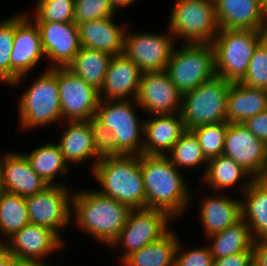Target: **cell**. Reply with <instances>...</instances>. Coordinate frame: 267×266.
I'll return each instance as SVG.
<instances>
[{
	"label": "cell",
	"mask_w": 267,
	"mask_h": 266,
	"mask_svg": "<svg viewBox=\"0 0 267 266\" xmlns=\"http://www.w3.org/2000/svg\"><path fill=\"white\" fill-rule=\"evenodd\" d=\"M26 15L22 13L15 16V35L10 57V85L15 86L45 56L39 28Z\"/></svg>",
	"instance_id": "14"
},
{
	"label": "cell",
	"mask_w": 267,
	"mask_h": 266,
	"mask_svg": "<svg viewBox=\"0 0 267 266\" xmlns=\"http://www.w3.org/2000/svg\"><path fill=\"white\" fill-rule=\"evenodd\" d=\"M228 122L207 124L191 129L207 160L223 154Z\"/></svg>",
	"instance_id": "35"
},
{
	"label": "cell",
	"mask_w": 267,
	"mask_h": 266,
	"mask_svg": "<svg viewBox=\"0 0 267 266\" xmlns=\"http://www.w3.org/2000/svg\"><path fill=\"white\" fill-rule=\"evenodd\" d=\"M62 119L94 120L99 92L67 67L57 68Z\"/></svg>",
	"instance_id": "11"
},
{
	"label": "cell",
	"mask_w": 267,
	"mask_h": 266,
	"mask_svg": "<svg viewBox=\"0 0 267 266\" xmlns=\"http://www.w3.org/2000/svg\"><path fill=\"white\" fill-rule=\"evenodd\" d=\"M75 0H38L35 22H74Z\"/></svg>",
	"instance_id": "36"
},
{
	"label": "cell",
	"mask_w": 267,
	"mask_h": 266,
	"mask_svg": "<svg viewBox=\"0 0 267 266\" xmlns=\"http://www.w3.org/2000/svg\"><path fill=\"white\" fill-rule=\"evenodd\" d=\"M231 83L215 76L182 95L180 114L186 130L227 122V103Z\"/></svg>",
	"instance_id": "6"
},
{
	"label": "cell",
	"mask_w": 267,
	"mask_h": 266,
	"mask_svg": "<svg viewBox=\"0 0 267 266\" xmlns=\"http://www.w3.org/2000/svg\"><path fill=\"white\" fill-rule=\"evenodd\" d=\"M175 114H152L144 120L142 154L165 156L186 131L183 118ZM168 151V152H166Z\"/></svg>",
	"instance_id": "21"
},
{
	"label": "cell",
	"mask_w": 267,
	"mask_h": 266,
	"mask_svg": "<svg viewBox=\"0 0 267 266\" xmlns=\"http://www.w3.org/2000/svg\"><path fill=\"white\" fill-rule=\"evenodd\" d=\"M181 47L173 49L165 71L184 95L216 76L215 51L212 44L185 43Z\"/></svg>",
	"instance_id": "7"
},
{
	"label": "cell",
	"mask_w": 267,
	"mask_h": 266,
	"mask_svg": "<svg viewBox=\"0 0 267 266\" xmlns=\"http://www.w3.org/2000/svg\"><path fill=\"white\" fill-rule=\"evenodd\" d=\"M241 202L228 197H207L202 201L200 217L206 237L220 233L242 218Z\"/></svg>",
	"instance_id": "27"
},
{
	"label": "cell",
	"mask_w": 267,
	"mask_h": 266,
	"mask_svg": "<svg viewBox=\"0 0 267 266\" xmlns=\"http://www.w3.org/2000/svg\"><path fill=\"white\" fill-rule=\"evenodd\" d=\"M172 218L158 209H132L121 233L111 243V247L121 245L126 251L121 256L122 262L128 255L142 247L159 240L168 231Z\"/></svg>",
	"instance_id": "10"
},
{
	"label": "cell",
	"mask_w": 267,
	"mask_h": 266,
	"mask_svg": "<svg viewBox=\"0 0 267 266\" xmlns=\"http://www.w3.org/2000/svg\"><path fill=\"white\" fill-rule=\"evenodd\" d=\"M263 40L267 44V27L262 29Z\"/></svg>",
	"instance_id": "49"
},
{
	"label": "cell",
	"mask_w": 267,
	"mask_h": 266,
	"mask_svg": "<svg viewBox=\"0 0 267 266\" xmlns=\"http://www.w3.org/2000/svg\"><path fill=\"white\" fill-rule=\"evenodd\" d=\"M219 29L261 30V0H214Z\"/></svg>",
	"instance_id": "25"
},
{
	"label": "cell",
	"mask_w": 267,
	"mask_h": 266,
	"mask_svg": "<svg viewBox=\"0 0 267 266\" xmlns=\"http://www.w3.org/2000/svg\"><path fill=\"white\" fill-rule=\"evenodd\" d=\"M67 124L58 142L64 160L79 164L93 158V170L104 154L94 120L68 121Z\"/></svg>",
	"instance_id": "18"
},
{
	"label": "cell",
	"mask_w": 267,
	"mask_h": 266,
	"mask_svg": "<svg viewBox=\"0 0 267 266\" xmlns=\"http://www.w3.org/2000/svg\"><path fill=\"white\" fill-rule=\"evenodd\" d=\"M19 125L25 130L61 121L60 95L57 68H49L41 74L18 101Z\"/></svg>",
	"instance_id": "8"
},
{
	"label": "cell",
	"mask_w": 267,
	"mask_h": 266,
	"mask_svg": "<svg viewBox=\"0 0 267 266\" xmlns=\"http://www.w3.org/2000/svg\"><path fill=\"white\" fill-rule=\"evenodd\" d=\"M267 27V0H261V30Z\"/></svg>",
	"instance_id": "45"
},
{
	"label": "cell",
	"mask_w": 267,
	"mask_h": 266,
	"mask_svg": "<svg viewBox=\"0 0 267 266\" xmlns=\"http://www.w3.org/2000/svg\"><path fill=\"white\" fill-rule=\"evenodd\" d=\"M253 263V252L236 253L223 258L214 259L213 266H249Z\"/></svg>",
	"instance_id": "42"
},
{
	"label": "cell",
	"mask_w": 267,
	"mask_h": 266,
	"mask_svg": "<svg viewBox=\"0 0 267 266\" xmlns=\"http://www.w3.org/2000/svg\"><path fill=\"white\" fill-rule=\"evenodd\" d=\"M43 262H35V261H16L14 266H49L48 264Z\"/></svg>",
	"instance_id": "47"
},
{
	"label": "cell",
	"mask_w": 267,
	"mask_h": 266,
	"mask_svg": "<svg viewBox=\"0 0 267 266\" xmlns=\"http://www.w3.org/2000/svg\"><path fill=\"white\" fill-rule=\"evenodd\" d=\"M71 205L76 225L107 246L121 233L132 210L97 190L72 193Z\"/></svg>",
	"instance_id": "4"
},
{
	"label": "cell",
	"mask_w": 267,
	"mask_h": 266,
	"mask_svg": "<svg viewBox=\"0 0 267 266\" xmlns=\"http://www.w3.org/2000/svg\"><path fill=\"white\" fill-rule=\"evenodd\" d=\"M267 110V90L231 83L227 103V122L243 123L246 119Z\"/></svg>",
	"instance_id": "26"
},
{
	"label": "cell",
	"mask_w": 267,
	"mask_h": 266,
	"mask_svg": "<svg viewBox=\"0 0 267 266\" xmlns=\"http://www.w3.org/2000/svg\"><path fill=\"white\" fill-rule=\"evenodd\" d=\"M141 74L139 67L124 53L112 56L103 85L98 91L100 100H131L130 95L132 100H136Z\"/></svg>",
	"instance_id": "20"
},
{
	"label": "cell",
	"mask_w": 267,
	"mask_h": 266,
	"mask_svg": "<svg viewBox=\"0 0 267 266\" xmlns=\"http://www.w3.org/2000/svg\"><path fill=\"white\" fill-rule=\"evenodd\" d=\"M29 222L26 198L5 192L0 198V231L6 240Z\"/></svg>",
	"instance_id": "33"
},
{
	"label": "cell",
	"mask_w": 267,
	"mask_h": 266,
	"mask_svg": "<svg viewBox=\"0 0 267 266\" xmlns=\"http://www.w3.org/2000/svg\"><path fill=\"white\" fill-rule=\"evenodd\" d=\"M206 165L202 175L203 181L217 191L234 185L242 177L252 176L233 159L223 154L208 160Z\"/></svg>",
	"instance_id": "32"
},
{
	"label": "cell",
	"mask_w": 267,
	"mask_h": 266,
	"mask_svg": "<svg viewBox=\"0 0 267 266\" xmlns=\"http://www.w3.org/2000/svg\"><path fill=\"white\" fill-rule=\"evenodd\" d=\"M111 58L109 53L82 46L67 68L99 91Z\"/></svg>",
	"instance_id": "30"
},
{
	"label": "cell",
	"mask_w": 267,
	"mask_h": 266,
	"mask_svg": "<svg viewBox=\"0 0 267 266\" xmlns=\"http://www.w3.org/2000/svg\"><path fill=\"white\" fill-rule=\"evenodd\" d=\"M242 185L245 201L241 202L242 219L254 240L267 239V178H250Z\"/></svg>",
	"instance_id": "24"
},
{
	"label": "cell",
	"mask_w": 267,
	"mask_h": 266,
	"mask_svg": "<svg viewBox=\"0 0 267 266\" xmlns=\"http://www.w3.org/2000/svg\"><path fill=\"white\" fill-rule=\"evenodd\" d=\"M136 101L149 115L175 114L181 110L182 94L165 70L143 72Z\"/></svg>",
	"instance_id": "16"
},
{
	"label": "cell",
	"mask_w": 267,
	"mask_h": 266,
	"mask_svg": "<svg viewBox=\"0 0 267 266\" xmlns=\"http://www.w3.org/2000/svg\"><path fill=\"white\" fill-rule=\"evenodd\" d=\"M252 252L256 266H267V239L254 240Z\"/></svg>",
	"instance_id": "43"
},
{
	"label": "cell",
	"mask_w": 267,
	"mask_h": 266,
	"mask_svg": "<svg viewBox=\"0 0 267 266\" xmlns=\"http://www.w3.org/2000/svg\"><path fill=\"white\" fill-rule=\"evenodd\" d=\"M113 17L78 24L81 46L114 55L124 52L126 29Z\"/></svg>",
	"instance_id": "23"
},
{
	"label": "cell",
	"mask_w": 267,
	"mask_h": 266,
	"mask_svg": "<svg viewBox=\"0 0 267 266\" xmlns=\"http://www.w3.org/2000/svg\"><path fill=\"white\" fill-rule=\"evenodd\" d=\"M92 174L102 185L99 193L131 209L146 208L140 155L103 154L94 166Z\"/></svg>",
	"instance_id": "3"
},
{
	"label": "cell",
	"mask_w": 267,
	"mask_h": 266,
	"mask_svg": "<svg viewBox=\"0 0 267 266\" xmlns=\"http://www.w3.org/2000/svg\"><path fill=\"white\" fill-rule=\"evenodd\" d=\"M207 239H213L214 242H212V246H209L213 259L252 251L254 243L250 228L242 218L220 233L207 237Z\"/></svg>",
	"instance_id": "29"
},
{
	"label": "cell",
	"mask_w": 267,
	"mask_h": 266,
	"mask_svg": "<svg viewBox=\"0 0 267 266\" xmlns=\"http://www.w3.org/2000/svg\"><path fill=\"white\" fill-rule=\"evenodd\" d=\"M0 158V170L6 192L21 197L33 196L49 186L32 168L22 153L4 154Z\"/></svg>",
	"instance_id": "22"
},
{
	"label": "cell",
	"mask_w": 267,
	"mask_h": 266,
	"mask_svg": "<svg viewBox=\"0 0 267 266\" xmlns=\"http://www.w3.org/2000/svg\"><path fill=\"white\" fill-rule=\"evenodd\" d=\"M223 155L233 159L252 178H267V144L256 138L243 123H228Z\"/></svg>",
	"instance_id": "13"
},
{
	"label": "cell",
	"mask_w": 267,
	"mask_h": 266,
	"mask_svg": "<svg viewBox=\"0 0 267 266\" xmlns=\"http://www.w3.org/2000/svg\"><path fill=\"white\" fill-rule=\"evenodd\" d=\"M68 187L62 184L49 185L43 191L26 197L29 222L54 231L60 238L62 230L71 220V198Z\"/></svg>",
	"instance_id": "12"
},
{
	"label": "cell",
	"mask_w": 267,
	"mask_h": 266,
	"mask_svg": "<svg viewBox=\"0 0 267 266\" xmlns=\"http://www.w3.org/2000/svg\"><path fill=\"white\" fill-rule=\"evenodd\" d=\"M140 167L146 191V208L166 212L172 219L180 216L190 202V194L181 172L166 156L140 155Z\"/></svg>",
	"instance_id": "2"
},
{
	"label": "cell",
	"mask_w": 267,
	"mask_h": 266,
	"mask_svg": "<svg viewBox=\"0 0 267 266\" xmlns=\"http://www.w3.org/2000/svg\"><path fill=\"white\" fill-rule=\"evenodd\" d=\"M24 155L29 161L31 168L48 185H57V183H53L56 175L69 172V166H67L68 164L64 160L58 144L47 143Z\"/></svg>",
	"instance_id": "31"
},
{
	"label": "cell",
	"mask_w": 267,
	"mask_h": 266,
	"mask_svg": "<svg viewBox=\"0 0 267 266\" xmlns=\"http://www.w3.org/2000/svg\"><path fill=\"white\" fill-rule=\"evenodd\" d=\"M180 247L179 241L175 252L176 266H213L214 259L209 245L203 248L186 250V252H182V254H179Z\"/></svg>",
	"instance_id": "40"
},
{
	"label": "cell",
	"mask_w": 267,
	"mask_h": 266,
	"mask_svg": "<svg viewBox=\"0 0 267 266\" xmlns=\"http://www.w3.org/2000/svg\"><path fill=\"white\" fill-rule=\"evenodd\" d=\"M178 242L177 235L169 230L159 240L128 255L121 264L124 266H173Z\"/></svg>",
	"instance_id": "28"
},
{
	"label": "cell",
	"mask_w": 267,
	"mask_h": 266,
	"mask_svg": "<svg viewBox=\"0 0 267 266\" xmlns=\"http://www.w3.org/2000/svg\"><path fill=\"white\" fill-rule=\"evenodd\" d=\"M168 28L184 43L212 44L219 32L214 0H176Z\"/></svg>",
	"instance_id": "9"
},
{
	"label": "cell",
	"mask_w": 267,
	"mask_h": 266,
	"mask_svg": "<svg viewBox=\"0 0 267 266\" xmlns=\"http://www.w3.org/2000/svg\"><path fill=\"white\" fill-rule=\"evenodd\" d=\"M15 263V257L3 243H0V266H14Z\"/></svg>",
	"instance_id": "44"
},
{
	"label": "cell",
	"mask_w": 267,
	"mask_h": 266,
	"mask_svg": "<svg viewBox=\"0 0 267 266\" xmlns=\"http://www.w3.org/2000/svg\"><path fill=\"white\" fill-rule=\"evenodd\" d=\"M115 11L111 7L109 0H75L74 2V22H89L100 18L113 17Z\"/></svg>",
	"instance_id": "39"
},
{
	"label": "cell",
	"mask_w": 267,
	"mask_h": 266,
	"mask_svg": "<svg viewBox=\"0 0 267 266\" xmlns=\"http://www.w3.org/2000/svg\"><path fill=\"white\" fill-rule=\"evenodd\" d=\"M169 152L170 155L165 156L178 170L182 167L194 168L208 162L196 135L191 130H186Z\"/></svg>",
	"instance_id": "34"
},
{
	"label": "cell",
	"mask_w": 267,
	"mask_h": 266,
	"mask_svg": "<svg viewBox=\"0 0 267 266\" xmlns=\"http://www.w3.org/2000/svg\"><path fill=\"white\" fill-rule=\"evenodd\" d=\"M240 83L267 90V44L264 40L254 50L247 73Z\"/></svg>",
	"instance_id": "37"
},
{
	"label": "cell",
	"mask_w": 267,
	"mask_h": 266,
	"mask_svg": "<svg viewBox=\"0 0 267 266\" xmlns=\"http://www.w3.org/2000/svg\"><path fill=\"white\" fill-rule=\"evenodd\" d=\"M15 35V15L0 23V82L10 85V57Z\"/></svg>",
	"instance_id": "38"
},
{
	"label": "cell",
	"mask_w": 267,
	"mask_h": 266,
	"mask_svg": "<svg viewBox=\"0 0 267 266\" xmlns=\"http://www.w3.org/2000/svg\"><path fill=\"white\" fill-rule=\"evenodd\" d=\"M8 239L3 244L16 261L43 262V258L63 245V240L54 231L32 223H28Z\"/></svg>",
	"instance_id": "19"
},
{
	"label": "cell",
	"mask_w": 267,
	"mask_h": 266,
	"mask_svg": "<svg viewBox=\"0 0 267 266\" xmlns=\"http://www.w3.org/2000/svg\"><path fill=\"white\" fill-rule=\"evenodd\" d=\"M133 102L132 100L99 101L94 122L104 154H142L141 135L144 133V121L138 119L133 106L137 101Z\"/></svg>",
	"instance_id": "1"
},
{
	"label": "cell",
	"mask_w": 267,
	"mask_h": 266,
	"mask_svg": "<svg viewBox=\"0 0 267 266\" xmlns=\"http://www.w3.org/2000/svg\"><path fill=\"white\" fill-rule=\"evenodd\" d=\"M5 192L6 191H5L4 184H3L2 173H1V170H0V198Z\"/></svg>",
	"instance_id": "48"
},
{
	"label": "cell",
	"mask_w": 267,
	"mask_h": 266,
	"mask_svg": "<svg viewBox=\"0 0 267 266\" xmlns=\"http://www.w3.org/2000/svg\"><path fill=\"white\" fill-rule=\"evenodd\" d=\"M173 35L125 33L124 54L143 72L164 71L174 49Z\"/></svg>",
	"instance_id": "15"
},
{
	"label": "cell",
	"mask_w": 267,
	"mask_h": 266,
	"mask_svg": "<svg viewBox=\"0 0 267 266\" xmlns=\"http://www.w3.org/2000/svg\"><path fill=\"white\" fill-rule=\"evenodd\" d=\"M49 68L67 67L81 49L78 25L75 22H36Z\"/></svg>",
	"instance_id": "17"
},
{
	"label": "cell",
	"mask_w": 267,
	"mask_h": 266,
	"mask_svg": "<svg viewBox=\"0 0 267 266\" xmlns=\"http://www.w3.org/2000/svg\"><path fill=\"white\" fill-rule=\"evenodd\" d=\"M243 125L258 139L267 144V110L246 119Z\"/></svg>",
	"instance_id": "41"
},
{
	"label": "cell",
	"mask_w": 267,
	"mask_h": 266,
	"mask_svg": "<svg viewBox=\"0 0 267 266\" xmlns=\"http://www.w3.org/2000/svg\"><path fill=\"white\" fill-rule=\"evenodd\" d=\"M263 40L262 30L219 29L212 46L216 76L240 82L246 75L254 50Z\"/></svg>",
	"instance_id": "5"
},
{
	"label": "cell",
	"mask_w": 267,
	"mask_h": 266,
	"mask_svg": "<svg viewBox=\"0 0 267 266\" xmlns=\"http://www.w3.org/2000/svg\"><path fill=\"white\" fill-rule=\"evenodd\" d=\"M135 0H109L111 7L114 11L119 7H126L130 4H132Z\"/></svg>",
	"instance_id": "46"
}]
</instances>
